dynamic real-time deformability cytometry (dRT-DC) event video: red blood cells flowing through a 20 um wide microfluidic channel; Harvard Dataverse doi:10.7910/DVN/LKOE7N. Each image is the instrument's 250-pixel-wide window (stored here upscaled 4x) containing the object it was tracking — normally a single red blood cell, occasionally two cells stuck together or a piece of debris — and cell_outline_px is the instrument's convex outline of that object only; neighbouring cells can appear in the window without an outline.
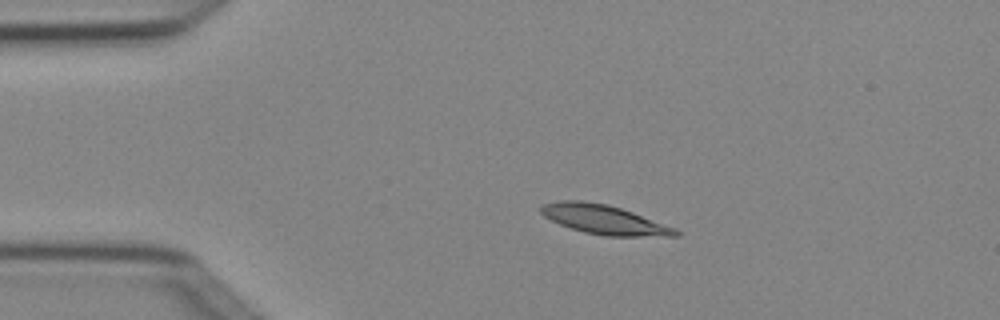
{"species": "Egyptian fruit bat (a non-hibernating species)", "species_latin": "Rousettus aegyptiacus", "temperature_condition": "cold", "stored_images_in_passage": 3, "camera_frame_rate_fps": 3000, "um_per_image_px": 0.085, "animal": {"sex": "female"}, "frame": {"image": 1, "passage_image": 2, "time_ms": 0.333, "image_size_px": [1000, 320], "cell_outline_px": [[680, 236], [604, 236], [584, 232], [560, 224], [544, 216], [540, 212], [540, 204], [560, 200], [580, 200], [608, 204], [632, 212], [676, 228], [680, 232]], "centroid_in_image_um": [51.34, 18.66], "position_along_channel_um": 33.7, "area_um2": 22.95}}